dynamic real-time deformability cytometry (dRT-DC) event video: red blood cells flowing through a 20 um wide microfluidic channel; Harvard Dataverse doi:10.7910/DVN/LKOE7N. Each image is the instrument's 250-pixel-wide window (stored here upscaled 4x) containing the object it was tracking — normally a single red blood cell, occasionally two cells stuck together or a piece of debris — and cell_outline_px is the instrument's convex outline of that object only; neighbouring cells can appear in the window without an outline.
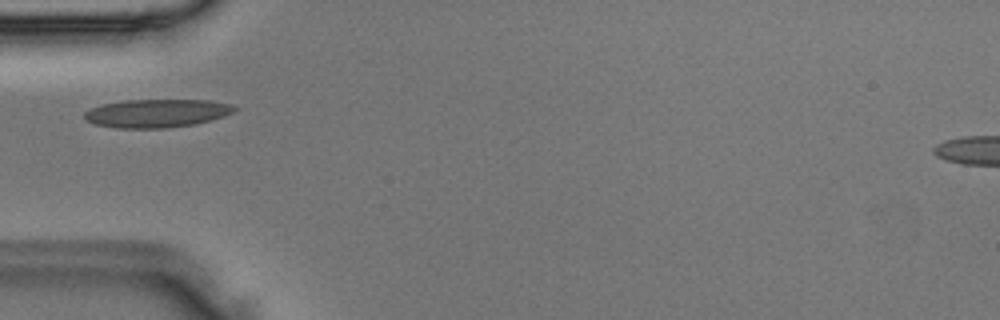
{"species": "Egyptian fruit bat (a non-hibernating species)", "species_latin": "Rousettus aegyptiacus", "temperature_condition": "room temperature", "stored_images_in_passage": 30, "camera_frame_rate_fps": 3000, "um_per_image_px": 0.085, "animal": {"sex": "male"}, "frame": {"image": 1, "passage_image": 1, "time_ms": 0.0, "image_size_px": [1000, 320], "cell_outline_px": [[236, 108], [232, 112], [224, 116], [212, 120], [196, 124], [168, 128], [116, 128], [96, 124], [84, 120], [84, 112], [88, 108], [100, 104], [124, 100], [212, 100], [232, 104]], "centroid_in_image_um": [13.29, 9.62], "position_along_channel_um": 71.7, "area_um2": 25.03}}
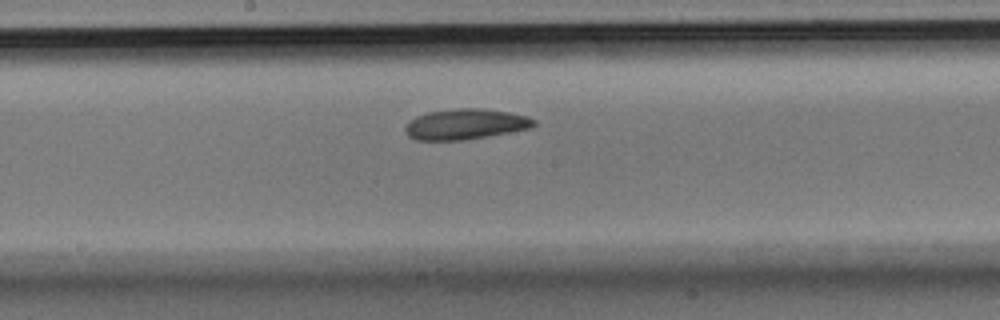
{"frame": {"image": 2, "passage_image": 11, "time_ms": 3.333, "image_size_px": [1000, 320], "cell_outline_px": [[536, 124], [528, 128], [508, 132], [464, 140], [416, 140], [408, 136], [404, 132], [404, 128], [416, 116], [428, 112], [452, 108], [484, 108], [508, 112], [528, 116], [536, 120]], "centroid_in_image_um": [39.54, 10.54], "position_along_channel_um": 208.7, "area_um2": 22.83}}
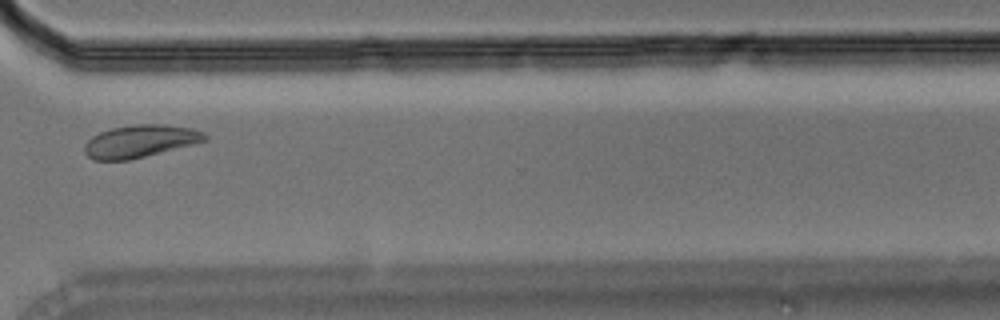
{"frame": {"image": 3, "passage_image": 22, "time_ms": 7.0, "image_size_px": [1000, 320], "cell_outline_px": [[208, 140], [128, 160], [92, 160], [84, 152], [84, 144], [92, 136], [100, 132], [112, 128], [136, 124], [160, 124], [192, 128], [204, 132], [208, 136]], "centroid_in_image_um": [11.89, 12.0], "position_along_channel_um": 358.7, "area_um2": 22.6}}